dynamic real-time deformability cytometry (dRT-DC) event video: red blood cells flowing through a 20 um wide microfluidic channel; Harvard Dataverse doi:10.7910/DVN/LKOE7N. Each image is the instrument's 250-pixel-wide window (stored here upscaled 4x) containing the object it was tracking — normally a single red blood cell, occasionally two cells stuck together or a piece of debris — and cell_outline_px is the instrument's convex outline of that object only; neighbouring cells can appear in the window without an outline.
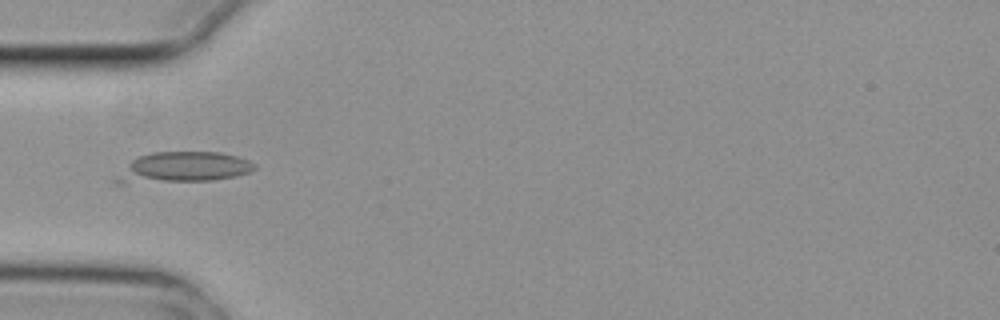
{"species": "common noctule bat (a hibernating species)", "species_latin": "Nyctalus noctula", "temperature_condition": "cold", "stored_images_in_passage": 2, "camera_frame_rate_fps": 3000, "um_per_image_px": 0.085, "animal": {"sex": "female", "body_mass_g": 29.2, "forearm_length_mm": 56.3}, "frame": {"image": 1, "passage_image": 1, "time_ms": 0.0, "image_size_px": [1000, 320], "cell_outline_px": [[256, 168], [248, 172], [236, 176], [212, 180], [120, 184], [112, 184], [112, 176], [136, 156], [152, 152], [220, 152], [236, 156], [248, 160], [256, 164]], "centroid_in_image_um": [15.43, 14.24], "position_along_channel_um": 69.6, "area_um2": 25.26}}
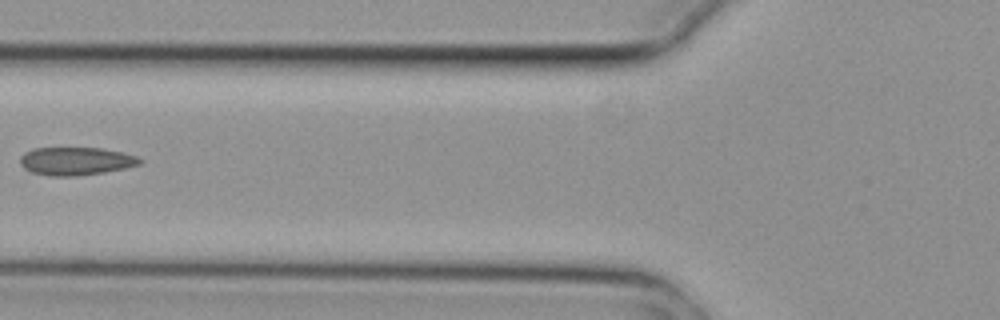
{"frame": {"image": 2, "passage_image": 2, "time_ms": 0.333, "image_size_px": [1000, 320], "cell_outline_px": [[144, 160], [140, 164], [124, 168], [104, 172], [76, 176], [48, 176], [28, 172], [20, 164], [20, 156], [24, 152], [32, 148], [104, 148], [124, 152], [136, 156]], "centroid_in_image_um": [6.42, 13.69], "position_along_channel_um": 119.4, "area_um2": 19.83}}